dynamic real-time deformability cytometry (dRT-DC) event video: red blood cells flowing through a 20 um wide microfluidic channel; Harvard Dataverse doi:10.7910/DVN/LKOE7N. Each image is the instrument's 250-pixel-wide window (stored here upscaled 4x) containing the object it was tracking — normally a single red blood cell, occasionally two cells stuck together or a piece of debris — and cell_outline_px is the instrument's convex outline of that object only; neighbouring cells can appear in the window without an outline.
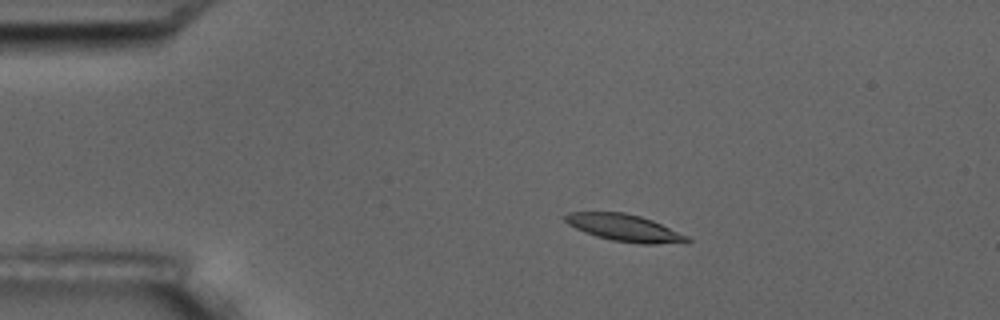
{"species": "common noctule bat (a hibernating species)", "species_latin": "Nyctalus noctula", "temperature_condition": "room temperature", "stored_images_in_passage": 11, "camera_frame_rate_fps": 3000, "um_per_image_px": 0.085, "animal": {"sex": "male", "body_mass_g": 17.5, "forearm_length_mm": 52.3}, "frame": {"image": 1, "passage_image": 4, "time_ms": 3.333, "image_size_px": [1000, 320], "cell_outline_px": [[692, 240], [688, 244], [640, 244], [612, 240], [596, 236], [584, 232], [568, 224], [564, 220], [564, 216], [568, 212], [624, 212], [640, 216], [652, 220], [688, 236]], "centroid_in_image_um": [53.14, 19.38], "position_along_channel_um": 31.9, "area_um2": 19.36}}
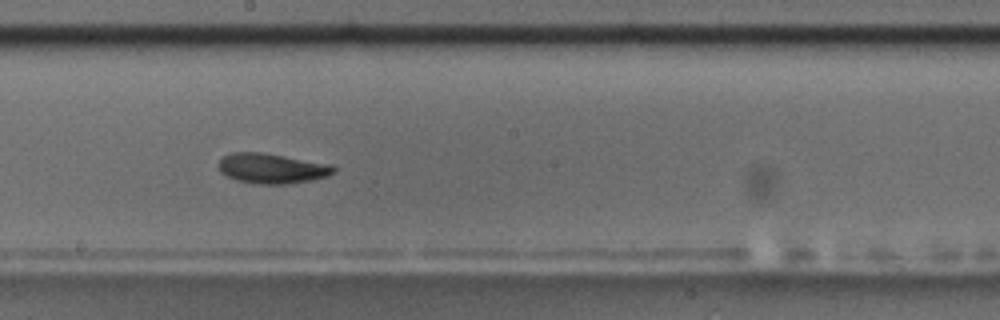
{"frame": {"image": 2, "passage_image": 10, "time_ms": 10.333, "image_size_px": [1000, 320], "cell_outline_px": [[336, 172], [328, 176], [312, 180], [288, 184], [260, 184], [236, 180], [220, 172], [216, 164], [224, 156], [232, 152], [260, 152], [332, 164], [336, 168]], "centroid_in_image_um": [23.12, 14.31], "position_along_channel_um": 225.1, "area_um2": 20.29}}
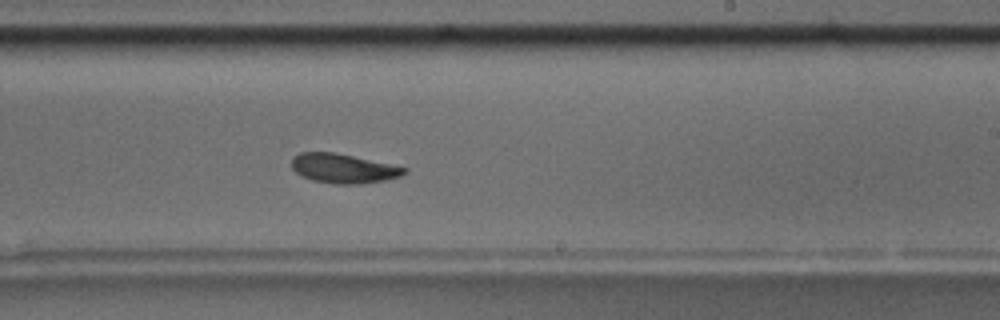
{"frame": {"image": 3, "passage_image": 11, "time_ms": 11.333, "image_size_px": [1000, 320], "cell_outline_px": [[408, 172], [400, 176], [384, 180], [360, 184], [336, 184], [312, 180], [296, 172], [292, 168], [292, 156], [300, 152], [336, 152], [408, 168]], "centroid_in_image_um": [29.18, 14.31], "position_along_channel_um": 259.8, "area_um2": 19.25}}